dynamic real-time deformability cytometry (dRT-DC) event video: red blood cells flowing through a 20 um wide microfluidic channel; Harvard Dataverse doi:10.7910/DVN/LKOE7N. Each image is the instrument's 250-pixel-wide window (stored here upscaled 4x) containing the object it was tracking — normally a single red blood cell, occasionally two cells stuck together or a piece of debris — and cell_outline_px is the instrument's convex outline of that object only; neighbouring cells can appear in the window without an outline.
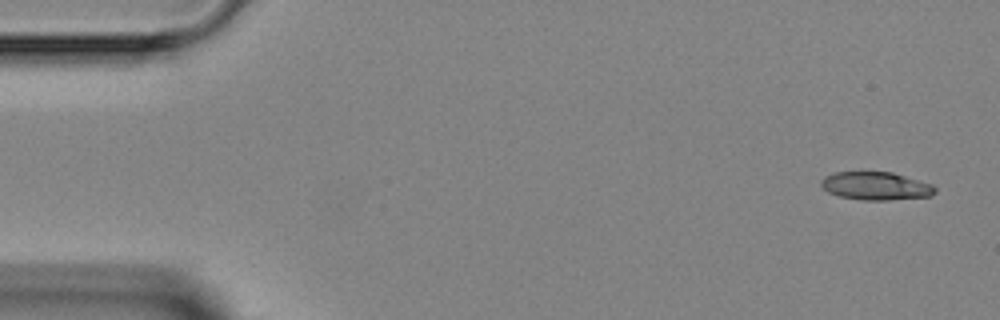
{"species": "Egyptian fruit bat (a non-hibernating species)", "species_latin": "Rousettus aegyptiacus", "temperature_condition": "room temperature", "stored_images_in_passage": 4, "camera_frame_rate_fps": 3000, "um_per_image_px": 0.085, "animal": {"sex": "female"}, "frame": {"image": 1, "passage_image": 1, "time_ms": 0.0, "image_size_px": [1000, 320], "cell_outline_px": [[936, 192], [932, 196], [888, 200], [860, 200], [840, 196], [828, 192], [820, 184], [820, 180], [824, 176], [832, 172], [892, 172], [932, 184], [936, 188]], "centroid_in_image_um": [74.44, 15.8], "position_along_channel_um": 10.6, "area_um2": 18.73}}
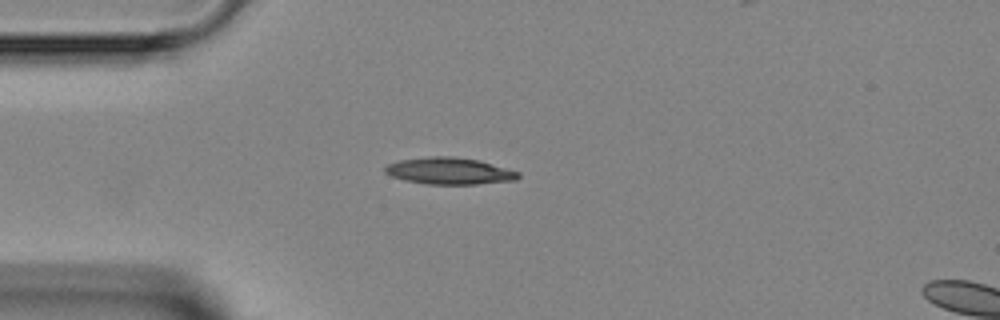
{"frame": {"image": 2, "passage_image": 3, "time_ms": 3.333, "image_size_px": [1000, 320], "cell_outline_px": [[520, 176], [516, 180], [476, 184], [428, 184], [404, 180], [392, 176], [384, 172], [384, 168], [388, 164], [400, 160], [432, 156], [452, 156], [480, 160], [520, 172]], "centroid_in_image_um": [38.21, 14.53], "position_along_channel_um": 46.8, "area_um2": 20.75}}